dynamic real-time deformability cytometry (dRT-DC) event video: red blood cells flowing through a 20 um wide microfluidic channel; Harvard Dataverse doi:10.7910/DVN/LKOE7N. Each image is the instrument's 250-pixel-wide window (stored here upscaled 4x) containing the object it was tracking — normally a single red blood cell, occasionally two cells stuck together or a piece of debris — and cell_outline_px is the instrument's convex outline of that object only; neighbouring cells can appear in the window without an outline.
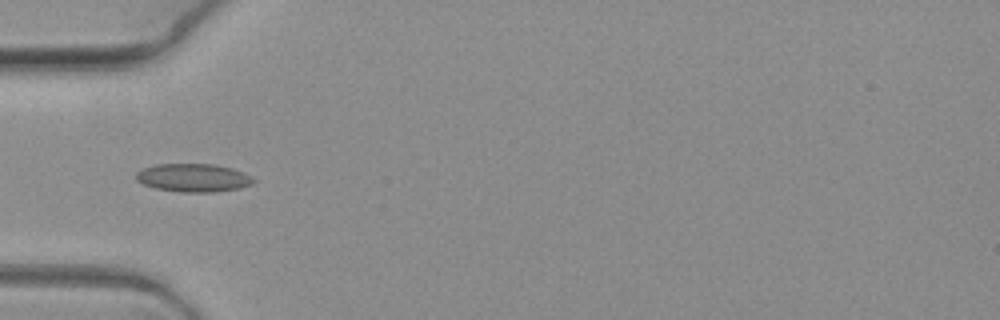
{"species": "common noctule bat (a hibernating species)", "species_latin": "Nyctalus noctula", "temperature_condition": "warm", "stored_images_in_passage": 6, "camera_frame_rate_fps": 3000, "um_per_image_px": 0.085, "animal": {"sex": "female", "body_mass_g": 19.3, "forearm_length_mm": 54.1}, "frame": {"image": 1, "passage_image": 5, "time_ms": 1.333, "image_size_px": [1000, 320], "cell_outline_px": [[256, 180], [252, 184], [236, 188], [212, 192], [180, 192], [156, 188], [144, 184], [136, 180], [136, 172], [144, 168], [156, 164], [212, 164], [232, 168], [252, 176]], "centroid_in_image_um": [16.42, 15.1], "position_along_channel_um": 68.6, "area_um2": 19.13}}